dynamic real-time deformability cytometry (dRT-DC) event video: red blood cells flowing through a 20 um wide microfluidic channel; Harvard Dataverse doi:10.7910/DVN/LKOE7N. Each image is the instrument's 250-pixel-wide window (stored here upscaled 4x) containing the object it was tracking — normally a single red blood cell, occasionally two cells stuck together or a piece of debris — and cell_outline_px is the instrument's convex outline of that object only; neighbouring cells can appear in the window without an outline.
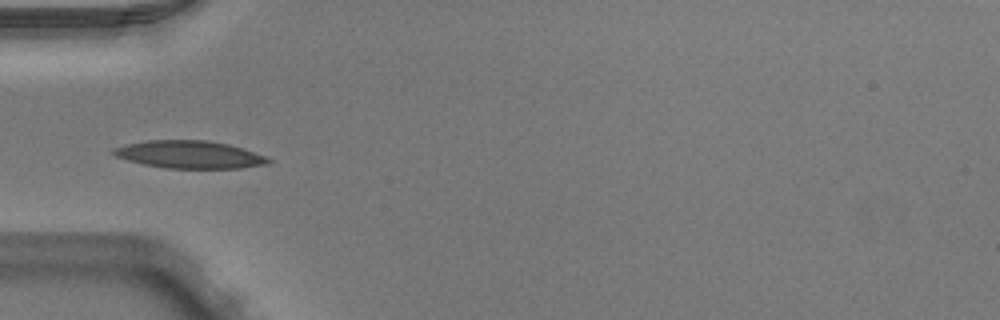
{"species": "Egyptian fruit bat (a non-hibernating species)", "species_latin": "Rousettus aegyptiacus", "temperature_condition": "warm", "stored_images_in_passage": 35, "camera_frame_rate_fps": 3000, "um_per_image_px": 0.085, "animal": {"sex": "male"}, "frame": {"image": 1, "passage_image": 1, "time_ms": 0.0, "image_size_px": [1000, 320], "cell_outline_px": [[272, 160], [268, 164], [240, 168], [164, 168], [144, 164], [128, 160], [116, 156], [112, 152], [112, 148], [124, 144], [148, 140], [208, 140], [228, 144], [268, 156]], "centroid_in_image_um": [16.12, 13.13], "position_along_channel_um": 68.9, "area_um2": 24.97}}
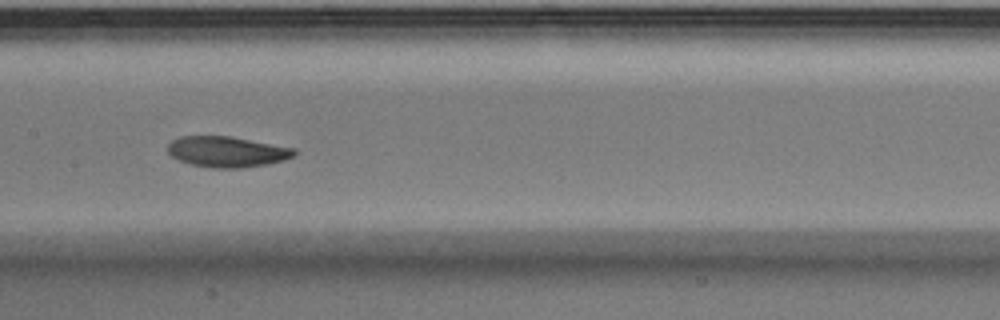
{"frame": {"image": 2, "passage_image": 10, "time_ms": 3.0, "image_size_px": [1000, 320], "cell_outline_px": [[296, 156], [284, 160], [268, 164], [244, 168], [212, 168], [192, 164], [180, 160], [172, 156], [168, 152], [168, 144], [172, 140], [180, 136], [232, 136], [296, 148]], "centroid_in_image_um": [19.34, 12.89], "position_along_channel_um": 188.1, "area_um2": 22.83}}
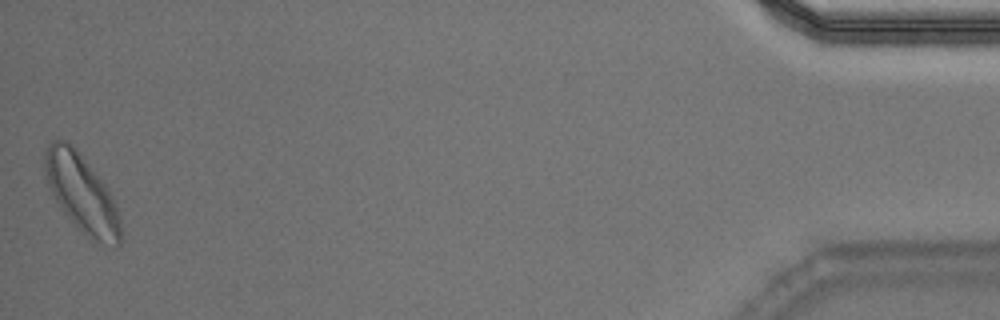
{"frame": {"image": 3, "passage_image": 35, "time_ms": 11.333, "image_size_px": [1000, 320], "cell_outline_px": [[120, 244], [116, 248], [92, 240], [76, 228], [64, 212], [56, 200], [44, 176], [44, 152], [48, 144], [52, 140], [68, 140], [76, 148], [104, 184], [116, 208], [120, 220]], "centroid_in_image_um": [6.91, 16.44], "position_along_channel_um": 428.3, "area_um2": 34.1}, "authors_computed_cell_mechanics": {"area_um2": 23.12, "velocity_mm_per_s": 3.955, "shape_relaxation_time_tau1_ms": 5.3723, "shape_relaxation_time_tau2_ms": 9.4255, "deformation_change_tau1": 0.1509, "deformation_change_tau2": 0.1555}}